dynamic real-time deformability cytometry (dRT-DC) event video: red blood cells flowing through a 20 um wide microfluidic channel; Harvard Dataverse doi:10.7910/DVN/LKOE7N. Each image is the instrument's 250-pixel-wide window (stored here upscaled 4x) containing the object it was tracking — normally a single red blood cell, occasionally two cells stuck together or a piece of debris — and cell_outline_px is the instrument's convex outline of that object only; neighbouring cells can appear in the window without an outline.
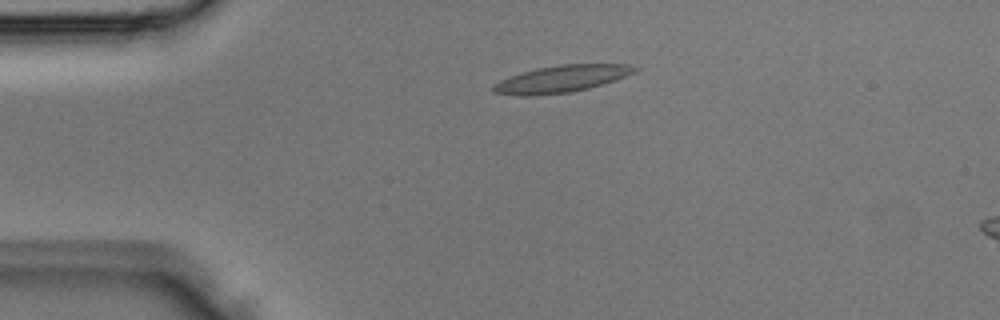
{"species": "Egyptian fruit bat (a non-hibernating species)", "species_latin": "Rousettus aegyptiacus", "temperature_condition": "room temperature", "stored_images_in_passage": 4, "camera_frame_rate_fps": 3000, "um_per_image_px": 0.085, "animal": {"sex": "male"}, "frame": {"image": 1, "passage_image": 3, "time_ms": 0.667, "image_size_px": [1000, 320], "cell_outline_px": [[640, 68], [636, 72], [604, 84], [572, 92], [528, 96], [524, 96], [492, 92], [492, 84], [500, 80], [536, 68], [560, 64], [632, 64]], "centroid_in_image_um": [47.76, 6.7], "position_along_channel_um": 37.2, "area_um2": 22.25}}